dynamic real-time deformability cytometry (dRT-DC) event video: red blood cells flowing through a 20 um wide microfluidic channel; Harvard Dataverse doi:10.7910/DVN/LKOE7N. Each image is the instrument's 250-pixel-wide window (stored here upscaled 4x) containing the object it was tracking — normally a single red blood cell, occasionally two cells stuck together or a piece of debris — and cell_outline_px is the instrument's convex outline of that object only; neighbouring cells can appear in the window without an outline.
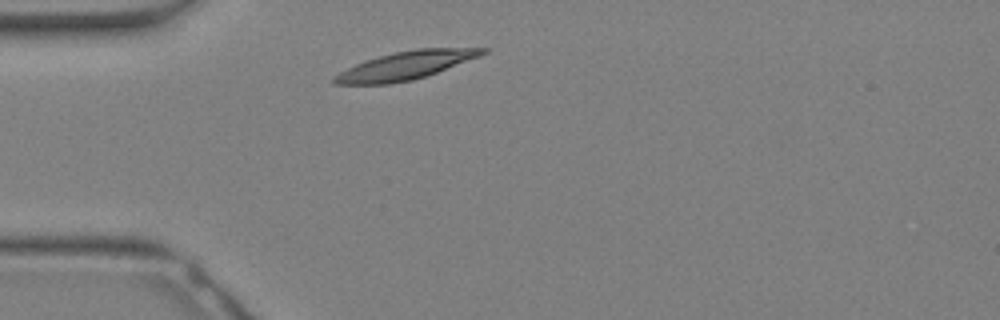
{"species": "Egyptian fruit bat (a non-hibernating species)", "species_latin": "Rousettus aegyptiacus", "temperature_condition": "warm", "stored_images_in_passage": 5, "camera_frame_rate_fps": 3000, "um_per_image_px": 0.085, "animal": {"sex": "female"}, "frame": {"image": 1, "passage_image": 2, "time_ms": 0.333, "image_size_px": [1000, 320], "cell_outline_px": [[488, 52], [480, 56], [436, 72], [412, 80], [392, 84], [332, 84], [332, 76], [356, 64], [380, 56], [396, 52], [416, 48], [488, 48]], "centroid_in_image_um": [34.46, 5.57], "position_along_channel_um": 50.5, "area_um2": 23.93}}
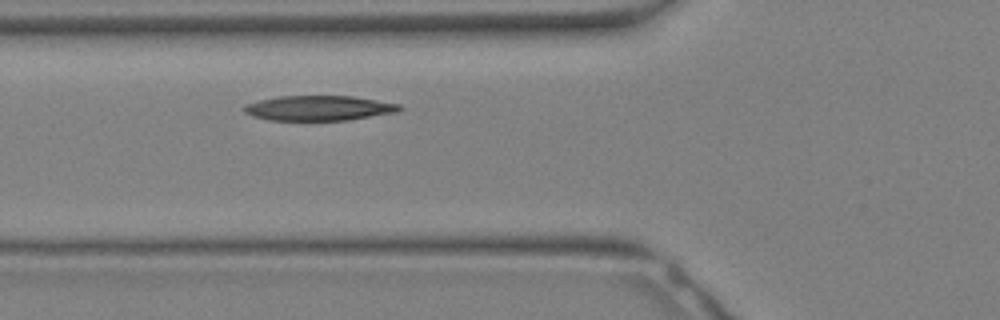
{"frame": {"image": 2, "passage_image": 5, "time_ms": 1.333, "image_size_px": [1000, 320], "cell_outline_px": [[404, 108], [400, 112], [348, 120], [268, 120], [252, 116], [244, 112], [240, 108], [244, 104], [276, 96], [352, 96], [400, 104]], "centroid_in_image_um": [27.09, 9.19], "position_along_channel_um": 98.7, "area_um2": 22.89}}